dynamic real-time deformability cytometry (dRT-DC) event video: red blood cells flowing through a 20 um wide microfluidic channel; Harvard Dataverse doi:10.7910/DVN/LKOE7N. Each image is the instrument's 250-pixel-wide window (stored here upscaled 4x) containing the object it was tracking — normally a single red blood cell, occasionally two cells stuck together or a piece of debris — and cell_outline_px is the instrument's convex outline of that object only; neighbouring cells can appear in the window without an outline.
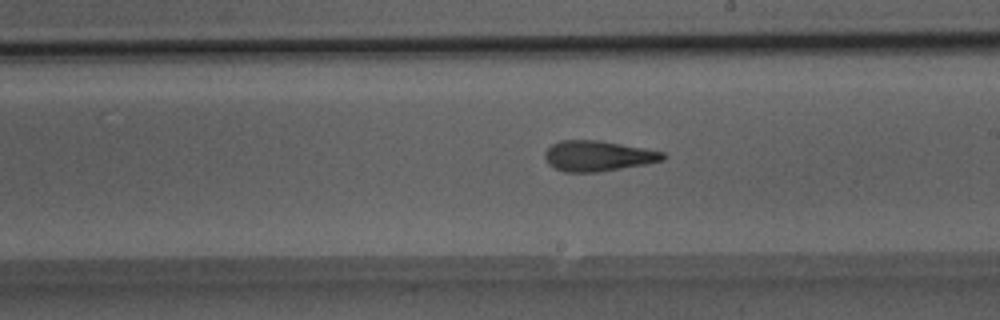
{"species": "Egyptian fruit bat (a non-hibernating species)", "species_latin": "Rousettus aegyptiacus", "temperature_condition": "room temperature", "stored_images_in_passage": 37, "camera_frame_rate_fps": 3000, "um_per_image_px": 0.085, "animal": {"sex": "male"}, "frame": {"image": 1, "passage_image": 16, "time_ms": 5.0, "image_size_px": [1000, 320], "cell_outline_px": [[668, 156], [664, 160], [648, 164], [600, 172], [564, 172], [548, 164], [544, 156], [544, 152], [552, 144], [560, 140], [600, 140], [664, 152]], "centroid_in_image_um": [50.84, 13.26], "position_along_channel_um": 238.2, "area_um2": 21.15}}
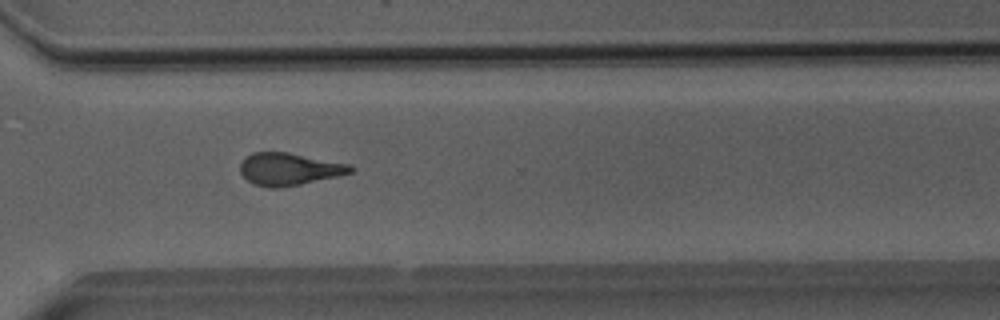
{"frame": {"image": 2, "passage_image": 24, "time_ms": 7.667, "image_size_px": [1000, 320], "cell_outline_px": [[352, 172], [340, 176], [280, 188], [268, 188], [252, 184], [240, 172], [240, 164], [252, 152], [288, 152], [352, 164]], "centroid_in_image_um": [24.59, 14.38], "position_along_channel_um": 346.0, "area_um2": 20.92}}
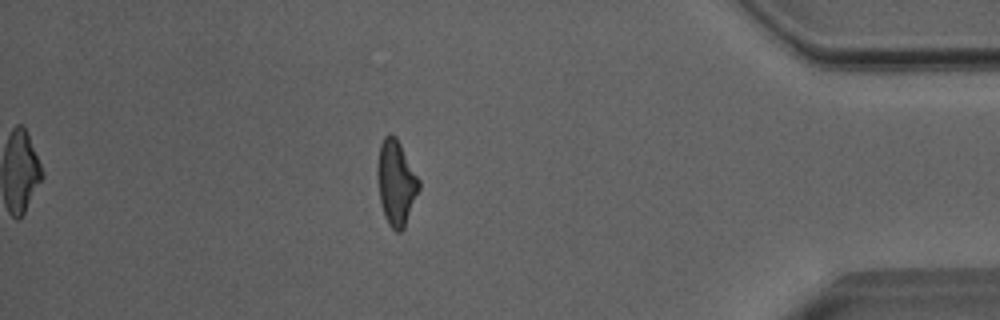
{"frame": {"image": 3, "passage_image": 31, "time_ms": 10.0, "image_size_px": [1000, 320], "cell_outline_px": [[420, 188], [404, 228], [400, 232], [396, 232], [388, 224], [384, 216], [380, 204], [376, 172], [376, 164], [380, 144], [384, 136], [388, 132], [396, 136], [420, 180]], "centroid_in_image_um": [33.64, 15.51], "position_along_channel_um": 401.6, "area_um2": 20.92}, "authors_computed_cell_mechanics": {"area_um2": 20.7502, "velocity_mm_per_s": 4.0518, "shape_relaxation_time_tau1_ms": 9.6627, "shape_relaxation_time_tau2_ms": 1.9101, "deformation_change_tau1": 0.3, "deformation_change_tau2": 0.1264}}